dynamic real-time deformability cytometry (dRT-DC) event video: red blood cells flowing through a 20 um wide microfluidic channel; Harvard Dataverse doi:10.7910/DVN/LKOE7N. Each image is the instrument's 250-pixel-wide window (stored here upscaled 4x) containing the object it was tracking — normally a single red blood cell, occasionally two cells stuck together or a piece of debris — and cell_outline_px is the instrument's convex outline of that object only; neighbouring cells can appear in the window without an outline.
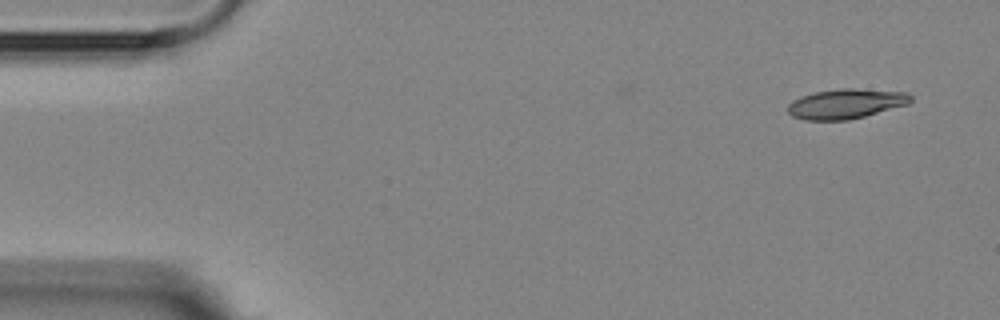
{"species": "Egyptian fruit bat (a non-hibernating species)", "species_latin": "Rousettus aegyptiacus", "temperature_condition": "room temperature", "stored_images_in_passage": 2, "camera_frame_rate_fps": 3000, "um_per_image_px": 0.085, "animal": {"sex": "female"}, "frame": {"image": 1, "passage_image": 2, "time_ms": 1.0, "image_size_px": [1000, 320], "cell_outline_px": [[912, 100], [908, 104], [864, 116], [848, 120], [804, 120], [792, 116], [788, 112], [788, 104], [792, 100], [800, 96], [812, 92], [840, 88], [852, 88], [908, 92], [912, 96]], "centroid_in_image_um": [71.88, 8.81], "position_along_channel_um": 13.1, "area_um2": 21.5}}